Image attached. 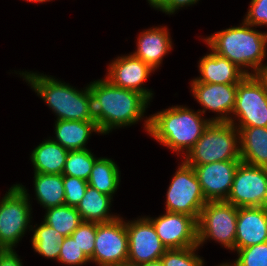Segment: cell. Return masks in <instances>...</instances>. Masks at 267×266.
Instances as JSON below:
<instances>
[{"instance_id": "cell-7", "label": "cell", "mask_w": 267, "mask_h": 266, "mask_svg": "<svg viewBox=\"0 0 267 266\" xmlns=\"http://www.w3.org/2000/svg\"><path fill=\"white\" fill-rule=\"evenodd\" d=\"M237 207L227 201H209L202 208L198 227V247L213 239L235 251Z\"/></svg>"}, {"instance_id": "cell-14", "label": "cell", "mask_w": 267, "mask_h": 266, "mask_svg": "<svg viewBox=\"0 0 267 266\" xmlns=\"http://www.w3.org/2000/svg\"><path fill=\"white\" fill-rule=\"evenodd\" d=\"M240 162L226 160L193 167L207 202L226 201Z\"/></svg>"}, {"instance_id": "cell-25", "label": "cell", "mask_w": 267, "mask_h": 266, "mask_svg": "<svg viewBox=\"0 0 267 266\" xmlns=\"http://www.w3.org/2000/svg\"><path fill=\"white\" fill-rule=\"evenodd\" d=\"M87 182L99 192L113 196L120 184V171L117 164L109 158H98Z\"/></svg>"}, {"instance_id": "cell-41", "label": "cell", "mask_w": 267, "mask_h": 266, "mask_svg": "<svg viewBox=\"0 0 267 266\" xmlns=\"http://www.w3.org/2000/svg\"><path fill=\"white\" fill-rule=\"evenodd\" d=\"M119 266H139V265H133V264H130V263H124V264H121Z\"/></svg>"}, {"instance_id": "cell-2", "label": "cell", "mask_w": 267, "mask_h": 266, "mask_svg": "<svg viewBox=\"0 0 267 266\" xmlns=\"http://www.w3.org/2000/svg\"><path fill=\"white\" fill-rule=\"evenodd\" d=\"M201 114L200 110L194 112L183 105L172 106L149 116L144 127L157 142L176 153L186 150L187 154L211 122Z\"/></svg>"}, {"instance_id": "cell-28", "label": "cell", "mask_w": 267, "mask_h": 266, "mask_svg": "<svg viewBox=\"0 0 267 266\" xmlns=\"http://www.w3.org/2000/svg\"><path fill=\"white\" fill-rule=\"evenodd\" d=\"M97 159L89 149L69 151L62 174L88 181Z\"/></svg>"}, {"instance_id": "cell-13", "label": "cell", "mask_w": 267, "mask_h": 266, "mask_svg": "<svg viewBox=\"0 0 267 266\" xmlns=\"http://www.w3.org/2000/svg\"><path fill=\"white\" fill-rule=\"evenodd\" d=\"M166 249L198 246L197 220L183 213L166 212L162 216L147 217Z\"/></svg>"}, {"instance_id": "cell-32", "label": "cell", "mask_w": 267, "mask_h": 266, "mask_svg": "<svg viewBox=\"0 0 267 266\" xmlns=\"http://www.w3.org/2000/svg\"><path fill=\"white\" fill-rule=\"evenodd\" d=\"M86 256L90 259L93 256L96 239V222H84L70 235Z\"/></svg>"}, {"instance_id": "cell-20", "label": "cell", "mask_w": 267, "mask_h": 266, "mask_svg": "<svg viewBox=\"0 0 267 266\" xmlns=\"http://www.w3.org/2000/svg\"><path fill=\"white\" fill-rule=\"evenodd\" d=\"M53 141L68 151L85 150L91 132L100 133L95 121L56 120Z\"/></svg>"}, {"instance_id": "cell-36", "label": "cell", "mask_w": 267, "mask_h": 266, "mask_svg": "<svg viewBox=\"0 0 267 266\" xmlns=\"http://www.w3.org/2000/svg\"><path fill=\"white\" fill-rule=\"evenodd\" d=\"M0 266H23L15 250H0Z\"/></svg>"}, {"instance_id": "cell-33", "label": "cell", "mask_w": 267, "mask_h": 266, "mask_svg": "<svg viewBox=\"0 0 267 266\" xmlns=\"http://www.w3.org/2000/svg\"><path fill=\"white\" fill-rule=\"evenodd\" d=\"M63 185L65 191V205L77 207L86 192L88 182L78 177L63 175Z\"/></svg>"}, {"instance_id": "cell-18", "label": "cell", "mask_w": 267, "mask_h": 266, "mask_svg": "<svg viewBox=\"0 0 267 266\" xmlns=\"http://www.w3.org/2000/svg\"><path fill=\"white\" fill-rule=\"evenodd\" d=\"M169 32L165 26L142 31L133 56L141 59L154 71L162 64L163 57L172 49Z\"/></svg>"}, {"instance_id": "cell-3", "label": "cell", "mask_w": 267, "mask_h": 266, "mask_svg": "<svg viewBox=\"0 0 267 266\" xmlns=\"http://www.w3.org/2000/svg\"><path fill=\"white\" fill-rule=\"evenodd\" d=\"M203 39L211 51L236 64L247 75L256 73L267 54V32L254 30L244 21L242 26L230 27ZM246 68H251L253 73Z\"/></svg>"}, {"instance_id": "cell-4", "label": "cell", "mask_w": 267, "mask_h": 266, "mask_svg": "<svg viewBox=\"0 0 267 266\" xmlns=\"http://www.w3.org/2000/svg\"><path fill=\"white\" fill-rule=\"evenodd\" d=\"M55 113L57 120L95 121L89 85L84 90L44 74L19 73Z\"/></svg>"}, {"instance_id": "cell-19", "label": "cell", "mask_w": 267, "mask_h": 266, "mask_svg": "<svg viewBox=\"0 0 267 266\" xmlns=\"http://www.w3.org/2000/svg\"><path fill=\"white\" fill-rule=\"evenodd\" d=\"M198 64L201 76L191 82L238 84L247 75L236 64L213 51L203 56Z\"/></svg>"}, {"instance_id": "cell-35", "label": "cell", "mask_w": 267, "mask_h": 266, "mask_svg": "<svg viewBox=\"0 0 267 266\" xmlns=\"http://www.w3.org/2000/svg\"><path fill=\"white\" fill-rule=\"evenodd\" d=\"M198 1L199 0H167L158 10L171 15L178 9L196 4Z\"/></svg>"}, {"instance_id": "cell-26", "label": "cell", "mask_w": 267, "mask_h": 266, "mask_svg": "<svg viewBox=\"0 0 267 266\" xmlns=\"http://www.w3.org/2000/svg\"><path fill=\"white\" fill-rule=\"evenodd\" d=\"M34 234L31 238L32 248L35 252L46 257L47 259L52 258L58 261L59 254L61 251V242L64 236L56 231L53 227L42 222L37 228L34 227Z\"/></svg>"}, {"instance_id": "cell-37", "label": "cell", "mask_w": 267, "mask_h": 266, "mask_svg": "<svg viewBox=\"0 0 267 266\" xmlns=\"http://www.w3.org/2000/svg\"><path fill=\"white\" fill-rule=\"evenodd\" d=\"M254 75L262 83L267 92V64H263Z\"/></svg>"}, {"instance_id": "cell-38", "label": "cell", "mask_w": 267, "mask_h": 266, "mask_svg": "<svg viewBox=\"0 0 267 266\" xmlns=\"http://www.w3.org/2000/svg\"><path fill=\"white\" fill-rule=\"evenodd\" d=\"M148 3L155 9H159L167 0H147Z\"/></svg>"}, {"instance_id": "cell-42", "label": "cell", "mask_w": 267, "mask_h": 266, "mask_svg": "<svg viewBox=\"0 0 267 266\" xmlns=\"http://www.w3.org/2000/svg\"><path fill=\"white\" fill-rule=\"evenodd\" d=\"M219 266H231V263L229 262V263H222V264H220Z\"/></svg>"}, {"instance_id": "cell-34", "label": "cell", "mask_w": 267, "mask_h": 266, "mask_svg": "<svg viewBox=\"0 0 267 266\" xmlns=\"http://www.w3.org/2000/svg\"><path fill=\"white\" fill-rule=\"evenodd\" d=\"M244 22L251 26L267 25V0H251Z\"/></svg>"}, {"instance_id": "cell-12", "label": "cell", "mask_w": 267, "mask_h": 266, "mask_svg": "<svg viewBox=\"0 0 267 266\" xmlns=\"http://www.w3.org/2000/svg\"><path fill=\"white\" fill-rule=\"evenodd\" d=\"M128 233L127 263L140 265L159 260L167 250L146 217L125 222Z\"/></svg>"}, {"instance_id": "cell-17", "label": "cell", "mask_w": 267, "mask_h": 266, "mask_svg": "<svg viewBox=\"0 0 267 266\" xmlns=\"http://www.w3.org/2000/svg\"><path fill=\"white\" fill-rule=\"evenodd\" d=\"M267 242V207H237L235 251Z\"/></svg>"}, {"instance_id": "cell-9", "label": "cell", "mask_w": 267, "mask_h": 266, "mask_svg": "<svg viewBox=\"0 0 267 266\" xmlns=\"http://www.w3.org/2000/svg\"><path fill=\"white\" fill-rule=\"evenodd\" d=\"M236 128L267 127V92L255 75H246L238 84L232 112ZM238 124V126H237Z\"/></svg>"}, {"instance_id": "cell-23", "label": "cell", "mask_w": 267, "mask_h": 266, "mask_svg": "<svg viewBox=\"0 0 267 266\" xmlns=\"http://www.w3.org/2000/svg\"><path fill=\"white\" fill-rule=\"evenodd\" d=\"M112 199V196L105 195L88 185L76 209L84 222H110L119 217L109 213Z\"/></svg>"}, {"instance_id": "cell-11", "label": "cell", "mask_w": 267, "mask_h": 266, "mask_svg": "<svg viewBox=\"0 0 267 266\" xmlns=\"http://www.w3.org/2000/svg\"><path fill=\"white\" fill-rule=\"evenodd\" d=\"M123 218L96 223L95 248L90 261L99 266H119L127 263L128 233Z\"/></svg>"}, {"instance_id": "cell-1", "label": "cell", "mask_w": 267, "mask_h": 266, "mask_svg": "<svg viewBox=\"0 0 267 266\" xmlns=\"http://www.w3.org/2000/svg\"><path fill=\"white\" fill-rule=\"evenodd\" d=\"M93 116L100 134L131 126L142 119L150 101L139 92L112 85L107 79L89 84Z\"/></svg>"}, {"instance_id": "cell-29", "label": "cell", "mask_w": 267, "mask_h": 266, "mask_svg": "<svg viewBox=\"0 0 267 266\" xmlns=\"http://www.w3.org/2000/svg\"><path fill=\"white\" fill-rule=\"evenodd\" d=\"M198 246L167 249L160 258L164 266H204V259L195 254Z\"/></svg>"}, {"instance_id": "cell-30", "label": "cell", "mask_w": 267, "mask_h": 266, "mask_svg": "<svg viewBox=\"0 0 267 266\" xmlns=\"http://www.w3.org/2000/svg\"><path fill=\"white\" fill-rule=\"evenodd\" d=\"M237 253L231 266H267V242L241 248Z\"/></svg>"}, {"instance_id": "cell-21", "label": "cell", "mask_w": 267, "mask_h": 266, "mask_svg": "<svg viewBox=\"0 0 267 266\" xmlns=\"http://www.w3.org/2000/svg\"><path fill=\"white\" fill-rule=\"evenodd\" d=\"M236 129L239 131L241 161L267 168V127Z\"/></svg>"}, {"instance_id": "cell-15", "label": "cell", "mask_w": 267, "mask_h": 266, "mask_svg": "<svg viewBox=\"0 0 267 266\" xmlns=\"http://www.w3.org/2000/svg\"><path fill=\"white\" fill-rule=\"evenodd\" d=\"M191 91L197 102L204 107L200 110L202 115L206 110L219 113L217 117L210 119L211 122L235 121L229 115L235 107L237 84L191 82Z\"/></svg>"}, {"instance_id": "cell-5", "label": "cell", "mask_w": 267, "mask_h": 266, "mask_svg": "<svg viewBox=\"0 0 267 266\" xmlns=\"http://www.w3.org/2000/svg\"><path fill=\"white\" fill-rule=\"evenodd\" d=\"M239 131L230 122H210L183 161L194 167L217 161L241 160Z\"/></svg>"}, {"instance_id": "cell-22", "label": "cell", "mask_w": 267, "mask_h": 266, "mask_svg": "<svg viewBox=\"0 0 267 266\" xmlns=\"http://www.w3.org/2000/svg\"><path fill=\"white\" fill-rule=\"evenodd\" d=\"M68 150L52 139L40 143L31 152V162L35 173L62 174Z\"/></svg>"}, {"instance_id": "cell-16", "label": "cell", "mask_w": 267, "mask_h": 266, "mask_svg": "<svg viewBox=\"0 0 267 266\" xmlns=\"http://www.w3.org/2000/svg\"><path fill=\"white\" fill-rule=\"evenodd\" d=\"M153 71L141 59L129 54L118 57L109 64L108 74L105 79L116 87L139 92L150 101L153 93L143 87L142 84Z\"/></svg>"}, {"instance_id": "cell-6", "label": "cell", "mask_w": 267, "mask_h": 266, "mask_svg": "<svg viewBox=\"0 0 267 266\" xmlns=\"http://www.w3.org/2000/svg\"><path fill=\"white\" fill-rule=\"evenodd\" d=\"M25 186L13 185L0 200V250H13L31 222V204Z\"/></svg>"}, {"instance_id": "cell-27", "label": "cell", "mask_w": 267, "mask_h": 266, "mask_svg": "<svg viewBox=\"0 0 267 266\" xmlns=\"http://www.w3.org/2000/svg\"><path fill=\"white\" fill-rule=\"evenodd\" d=\"M43 222L68 237L82 223V219L76 207L62 205L46 209Z\"/></svg>"}, {"instance_id": "cell-8", "label": "cell", "mask_w": 267, "mask_h": 266, "mask_svg": "<svg viewBox=\"0 0 267 266\" xmlns=\"http://www.w3.org/2000/svg\"><path fill=\"white\" fill-rule=\"evenodd\" d=\"M206 203L194 168L182 161L167 191L166 212L187 214L198 221Z\"/></svg>"}, {"instance_id": "cell-24", "label": "cell", "mask_w": 267, "mask_h": 266, "mask_svg": "<svg viewBox=\"0 0 267 266\" xmlns=\"http://www.w3.org/2000/svg\"><path fill=\"white\" fill-rule=\"evenodd\" d=\"M34 190L37 201L45 209L65 205L63 174L34 172Z\"/></svg>"}, {"instance_id": "cell-40", "label": "cell", "mask_w": 267, "mask_h": 266, "mask_svg": "<svg viewBox=\"0 0 267 266\" xmlns=\"http://www.w3.org/2000/svg\"><path fill=\"white\" fill-rule=\"evenodd\" d=\"M27 1H29V2H39V3H43V2H46V1H51V0H27Z\"/></svg>"}, {"instance_id": "cell-10", "label": "cell", "mask_w": 267, "mask_h": 266, "mask_svg": "<svg viewBox=\"0 0 267 266\" xmlns=\"http://www.w3.org/2000/svg\"><path fill=\"white\" fill-rule=\"evenodd\" d=\"M235 207H267V168L240 162L226 199Z\"/></svg>"}, {"instance_id": "cell-39", "label": "cell", "mask_w": 267, "mask_h": 266, "mask_svg": "<svg viewBox=\"0 0 267 266\" xmlns=\"http://www.w3.org/2000/svg\"><path fill=\"white\" fill-rule=\"evenodd\" d=\"M139 266H164V264L162 263L161 259H159L156 261L140 264Z\"/></svg>"}, {"instance_id": "cell-31", "label": "cell", "mask_w": 267, "mask_h": 266, "mask_svg": "<svg viewBox=\"0 0 267 266\" xmlns=\"http://www.w3.org/2000/svg\"><path fill=\"white\" fill-rule=\"evenodd\" d=\"M60 245L61 251L58 258L60 263L69 266H81L91 262L71 236L64 237Z\"/></svg>"}]
</instances>
